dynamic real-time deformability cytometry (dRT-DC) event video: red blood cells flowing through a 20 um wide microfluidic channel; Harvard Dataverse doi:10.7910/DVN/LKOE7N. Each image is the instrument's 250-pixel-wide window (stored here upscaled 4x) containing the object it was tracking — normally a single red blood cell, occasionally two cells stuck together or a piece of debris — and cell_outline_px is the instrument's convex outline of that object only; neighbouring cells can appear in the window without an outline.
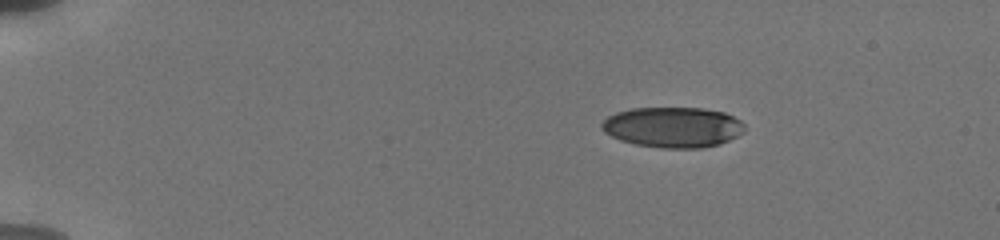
{"species": "human", "species_latin": "Homo sapiens", "temperature_condition": "cold", "stored_images_in_passage": 9, "camera_frame_rate_fps": 3000, "um_per_image_px": 0.085, "donor": {"sex": "male"}, "frame": {"image": 1, "passage_image": 1, "time_ms": 0.0, "image_size_px": [1000, 240], "cell_outline_px": [[744, 132], [720, 144], [700, 148], [660, 148], [636, 144], [620, 140], [604, 132], [600, 124], [608, 116], [616, 112], [632, 108], [704, 108], [724, 112], [740, 120], [744, 124]], "centroid_in_image_um": [57.19, 10.81], "position_along_channel_um": 27.8, "area_um2": 33.7}}
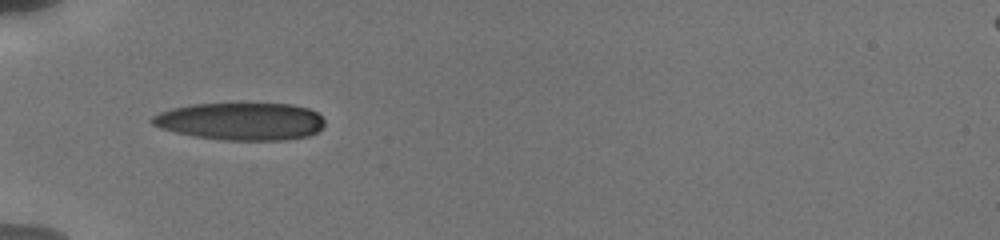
{"frame": {"image": 2, "passage_image": 6, "time_ms": 3.333, "image_size_px": [1000, 240], "cell_outline_px": [[324, 124], [316, 132], [308, 136], [284, 140], [224, 140], [196, 136], [176, 132], [160, 128], [152, 124], [148, 120], [152, 116], [160, 112], [172, 108], [192, 104], [292, 104], [308, 108], [316, 112], [324, 120]], "centroid_in_image_um": [20.45, 10.31], "position_along_channel_um": 64.5, "area_um2": 37.57}}
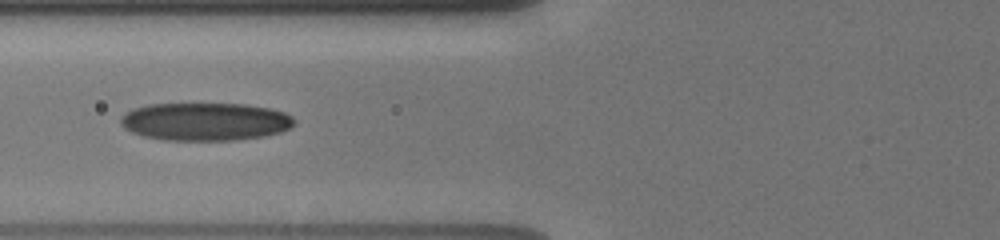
{"frame": {"image": 3, "passage_image": 8, "time_ms": 4.667, "image_size_px": [1000, 240], "cell_outline_px": [[296, 120], [288, 128], [280, 132], [264, 136], [236, 140], [164, 140], [144, 136], [132, 132], [124, 128], [120, 124], [120, 116], [124, 112], [132, 108], [148, 104], [244, 104], [268, 108], [284, 112], [292, 116]], "centroid_in_image_um": [17.39, 10.33], "position_along_channel_um": 108.4, "area_um2": 38.49}}